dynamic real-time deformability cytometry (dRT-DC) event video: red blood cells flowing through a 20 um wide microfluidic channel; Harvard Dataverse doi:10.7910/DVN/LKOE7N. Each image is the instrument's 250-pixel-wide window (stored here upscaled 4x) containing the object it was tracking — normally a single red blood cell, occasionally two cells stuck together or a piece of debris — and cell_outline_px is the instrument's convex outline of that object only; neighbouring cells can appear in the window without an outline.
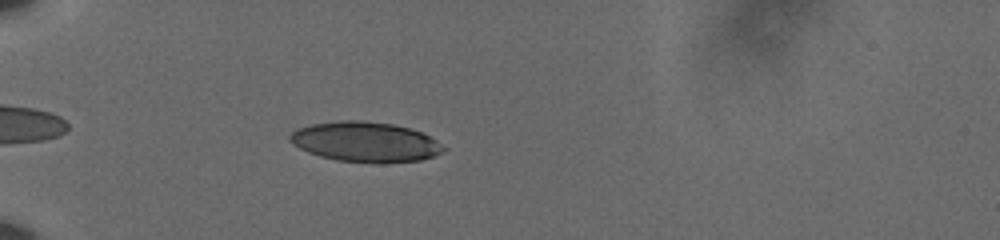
{"species": "human", "species_latin": "Homo sapiens", "temperature_condition": "cold", "stored_images_in_passage": 45, "camera_frame_rate_fps": 3000, "um_per_image_px": 0.085, "donor": {"sex": "male"}, "frame": {"image": 1, "passage_image": 5, "time_ms": 1.333, "image_size_px": [1000, 240], "cell_outline_px": [[448, 148], [444, 152], [436, 156], [420, 160], [336, 160], [320, 156], [308, 152], [292, 144], [288, 140], [288, 136], [296, 128], [312, 124], [340, 120], [360, 120], [392, 124], [412, 128], [436, 140]], "centroid_in_image_um": [31.03, 12.01], "position_along_channel_um": 54.0, "area_um2": 35.08}}
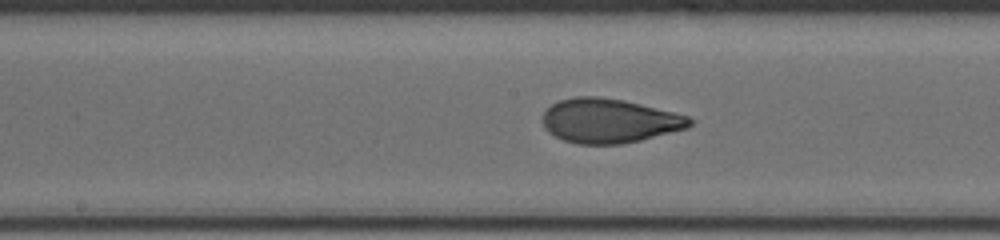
{"frame": {"image": 2, "passage_image": 19, "time_ms": 6.0, "image_size_px": [1000, 240], "cell_outline_px": [[692, 124], [688, 128], [640, 140], [620, 144], [576, 144], [564, 140], [548, 132], [544, 128], [540, 116], [552, 104], [560, 100], [576, 96], [596, 96], [624, 100], [688, 116], [692, 120]], "centroid_in_image_um": [51.74, 10.27], "position_along_channel_um": 196.5, "area_um2": 37.92}}
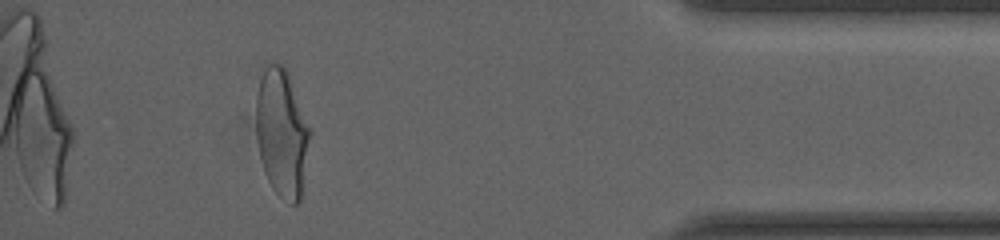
{"frame": {"image": 3, "passage_image": 40, "time_ms": 13.0, "image_size_px": [1000, 240], "cell_outline_px": [[312, 132], [300, 200], [296, 204], [288, 204], [272, 188], [264, 172], [256, 140], [256, 92], [260, 80], [268, 64], [280, 64], [288, 72]], "centroid_in_image_um": [23.97, 11.33], "position_along_channel_um": 411.2, "area_um2": 40.29}, "authors_computed_cell_mechanics": {"area_um2": 37.57, "velocity_mm_per_s": 3.6087, "shape_relaxation_time_tau1_ms": 3.8206, "shape_relaxation_time_tau2_ms": 1.16, "deformation_change_tau1": 0.1716, "deformation_change_tau2": 0.0646}}